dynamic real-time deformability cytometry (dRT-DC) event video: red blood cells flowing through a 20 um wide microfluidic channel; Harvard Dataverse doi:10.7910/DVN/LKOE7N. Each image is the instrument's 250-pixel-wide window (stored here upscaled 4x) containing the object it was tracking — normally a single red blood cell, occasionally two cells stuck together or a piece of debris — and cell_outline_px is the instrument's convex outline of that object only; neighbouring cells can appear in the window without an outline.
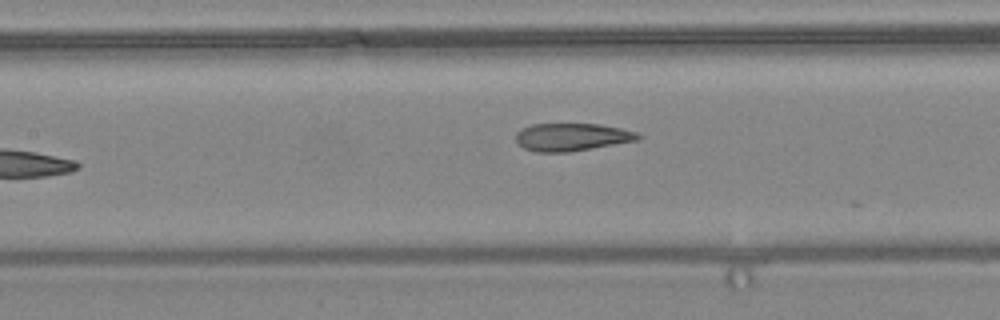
{"species": "common noctule bat (a hibernating species)", "species_latin": "Nyctalus noctula", "temperature_condition": "warm", "stored_images_in_passage": 7, "camera_frame_rate_fps": 3000, "um_per_image_px": 0.085, "animal": {"sex": "female", "body_mass_g": 24.6, "forearm_length_mm": 56.2}, "frame": {"image": 1, "passage_image": 7, "time_ms": 8.0, "image_size_px": [1000, 320], "cell_outline_px": [[640, 140], [568, 152], [536, 152], [524, 148], [516, 144], [516, 132], [532, 124], [600, 124], [620, 128], [636, 132], [640, 136]], "centroid_in_image_um": [48.59, 11.65], "position_along_channel_um": 158.8, "area_um2": 19.71}}